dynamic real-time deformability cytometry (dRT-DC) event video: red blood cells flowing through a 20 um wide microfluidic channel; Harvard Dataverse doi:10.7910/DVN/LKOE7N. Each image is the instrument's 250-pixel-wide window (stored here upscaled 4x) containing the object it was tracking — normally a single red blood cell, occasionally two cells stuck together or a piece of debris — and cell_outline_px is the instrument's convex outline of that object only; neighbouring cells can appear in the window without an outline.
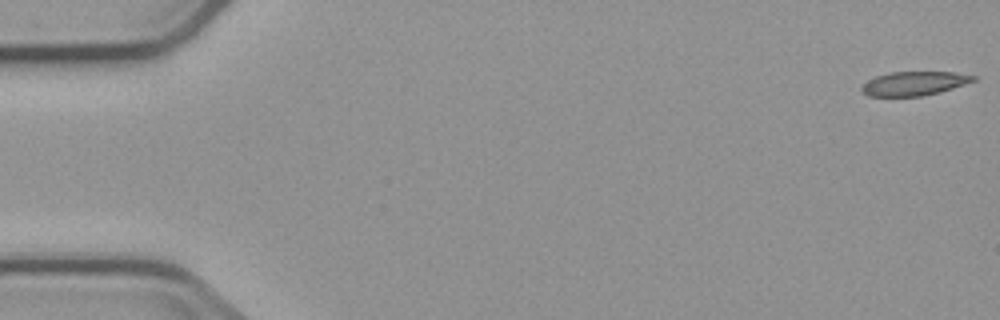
{"species": "common noctule bat (a hibernating species)", "species_latin": "Nyctalus noctula", "temperature_condition": "cold", "stored_images_in_passage": 6, "segment_of_instrument_passage": [1, 2], "camera_frame_rate_fps": 3000, "um_per_image_px": 0.085, "animal": {"sex": "male", "body_mass_g": 23.1, "forearm_length_mm": 52.7}, "frame": {"image": 1, "passage_image": 1, "time_ms": 0.0, "image_size_px": [1000, 320], "cell_outline_px": [[976, 80], [940, 92], [920, 96], [868, 96], [860, 88], [868, 80], [876, 76], [892, 72], [952, 72], [976, 76]], "centroid_in_image_um": [77.7, 7.09], "position_along_channel_um": 7.3, "area_um2": 15.37}}
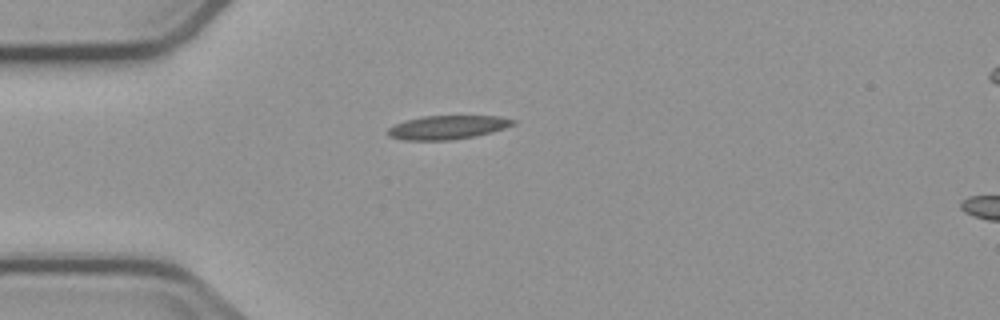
{"frame": {"image": 2, "passage_image": 5, "time_ms": 4.667, "image_size_px": [1000, 320], "cell_outline_px": [[516, 124], [492, 132], [476, 136], [452, 140], [400, 140], [388, 136], [388, 128], [396, 124], [408, 120], [424, 116], [500, 116], [516, 120]], "centroid_in_image_um": [38.07, 10.83], "position_along_channel_um": 46.9, "area_um2": 17.34}}